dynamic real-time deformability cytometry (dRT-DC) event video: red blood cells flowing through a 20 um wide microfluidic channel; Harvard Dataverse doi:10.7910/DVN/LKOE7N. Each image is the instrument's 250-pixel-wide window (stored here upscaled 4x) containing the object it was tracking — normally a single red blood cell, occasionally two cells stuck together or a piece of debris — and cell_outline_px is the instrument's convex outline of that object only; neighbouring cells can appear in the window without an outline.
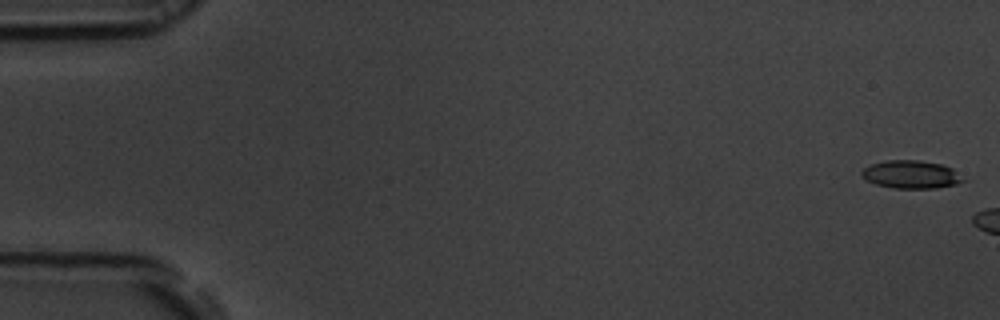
{"species": "common noctule bat (a hibernating species)", "species_latin": "Nyctalus noctula", "temperature_condition": "room temperature", "stored_images_in_passage": 6, "camera_frame_rate_fps": 3000, "um_per_image_px": 0.085, "animal": {"sex": "male", "body_mass_g": 19.5, "forearm_length_mm": 54.6}, "frame": {"image": 1, "passage_image": 1, "time_ms": 0.0, "image_size_px": [1000, 320], "cell_outline_px": [[964, 180], [956, 184], [936, 188], [892, 188], [876, 184], [860, 176], [860, 172], [864, 168], [872, 164], [888, 160], [920, 160], [940, 164], [952, 168]], "centroid_in_image_um": [77.41, 14.83], "position_along_channel_um": 7.6, "area_um2": 16.36}}